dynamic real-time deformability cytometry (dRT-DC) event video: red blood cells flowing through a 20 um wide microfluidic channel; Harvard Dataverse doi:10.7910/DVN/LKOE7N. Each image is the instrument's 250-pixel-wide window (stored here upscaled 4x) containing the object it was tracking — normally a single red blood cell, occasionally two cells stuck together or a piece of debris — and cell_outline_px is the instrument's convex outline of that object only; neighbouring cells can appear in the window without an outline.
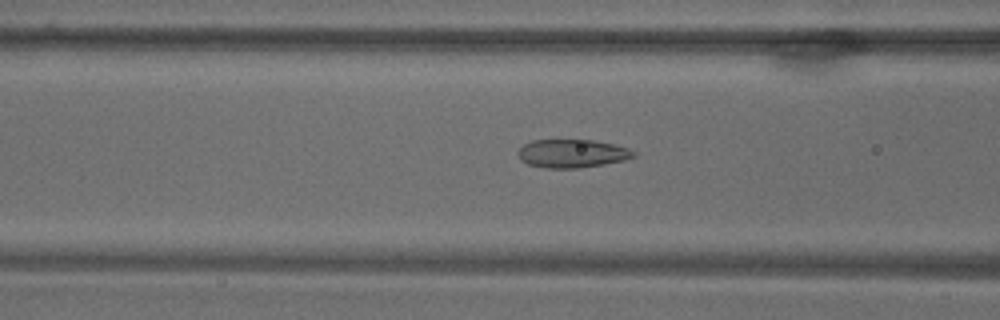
{"species": "common noctule bat (a hibernating species)", "species_latin": "Nyctalus noctula", "temperature_condition": "warm", "stored_images_in_passage": 70, "camera_frame_rate_fps": 3000, "um_per_image_px": 0.085, "animal": {"sex": "male", "body_mass_g": 18.8}, "frame": {"image": 1, "passage_image": 29, "time_ms": 9.333, "image_size_px": [1000, 320], "cell_outline_px": [[636, 156], [624, 160], [604, 164], [580, 168], [548, 168], [528, 164], [520, 160], [516, 152], [524, 144], [532, 140], [592, 140], [616, 144], [628, 148], [636, 152]], "centroid_in_image_um": [48.63, 13.04], "position_along_channel_um": 118.0, "area_um2": 19.19}}
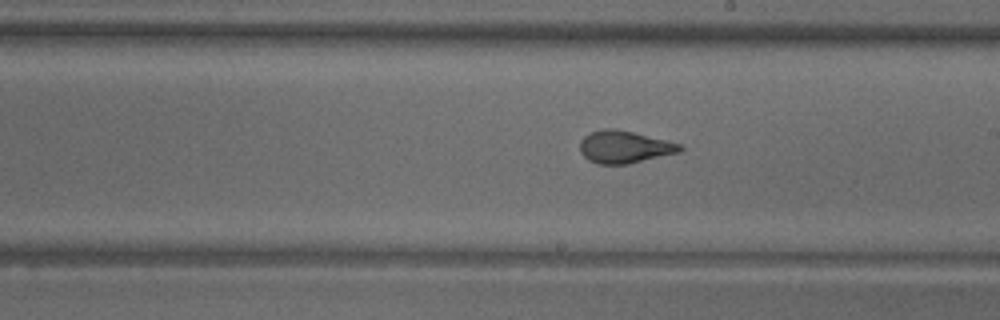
{"frame": {"image": 2, "passage_image": 41, "time_ms": 13.333, "image_size_px": [1000, 320], "cell_outline_px": [[684, 148], [680, 152], [628, 164], [596, 164], [588, 160], [580, 152], [580, 140], [584, 136], [592, 132], [604, 128], [616, 128], [668, 140], [680, 144]], "centroid_in_image_um": [53.07, 12.49], "position_along_channel_um": 235.9, "area_um2": 19.02}}
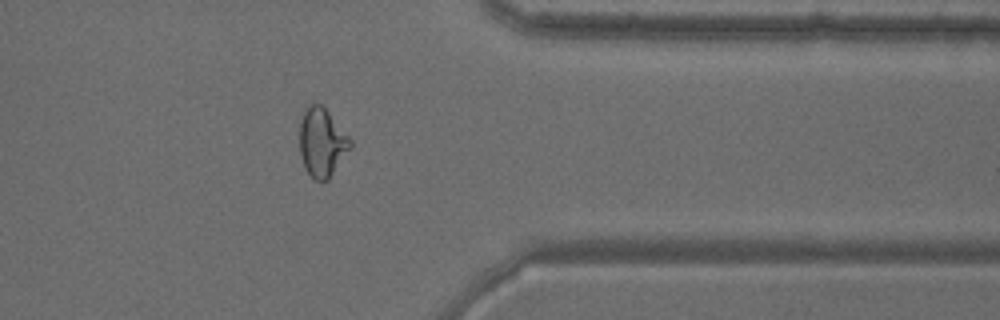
{"frame": {"image": 3, "passage_image": 57, "time_ms": 18.667, "image_size_px": [1000, 320], "cell_outline_px": [[352, 144], [328, 180], [312, 180], [304, 168], [300, 156], [300, 120], [304, 112], [312, 104], [320, 104], [328, 112], [352, 140]], "centroid_in_image_um": [27.34, 12.14], "position_along_channel_um": 384.1, "area_um2": 19.94}}